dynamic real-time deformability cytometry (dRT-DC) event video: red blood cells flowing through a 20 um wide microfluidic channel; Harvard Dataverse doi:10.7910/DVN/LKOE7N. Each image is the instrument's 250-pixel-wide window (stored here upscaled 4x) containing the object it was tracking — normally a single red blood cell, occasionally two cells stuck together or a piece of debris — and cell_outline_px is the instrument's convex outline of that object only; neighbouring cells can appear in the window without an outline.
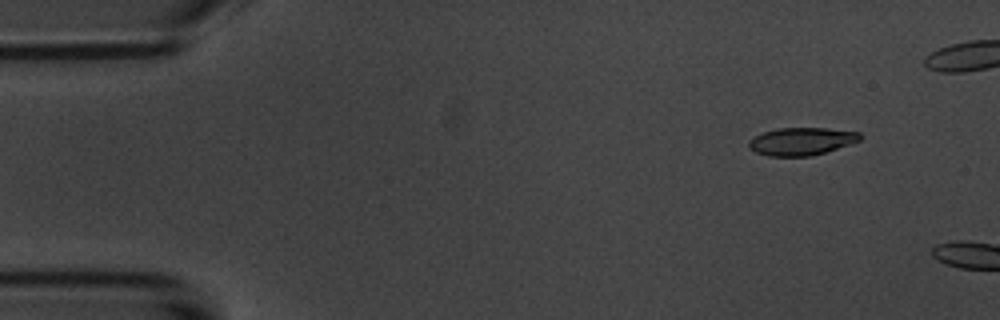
{"species": "common noctule bat (a hibernating species)", "species_latin": "Nyctalus noctula", "temperature_condition": "room temperature", "stored_images_in_passage": 6, "camera_frame_rate_fps": 3000, "um_per_image_px": 0.085, "animal": {"sex": "male", "body_mass_g": 20.1, "forearm_length_mm": 53.5}, "frame": {"image": 1, "passage_image": 2, "time_ms": 1.0, "image_size_px": [1000, 320], "cell_outline_px": [[864, 136], [860, 140], [812, 156], [768, 156], [756, 152], [748, 148], [748, 140], [764, 132], [780, 128], [828, 128], [860, 132]], "centroid_in_image_um": [68.12, 12.01], "position_along_channel_um": 16.9, "area_um2": 17.86}}